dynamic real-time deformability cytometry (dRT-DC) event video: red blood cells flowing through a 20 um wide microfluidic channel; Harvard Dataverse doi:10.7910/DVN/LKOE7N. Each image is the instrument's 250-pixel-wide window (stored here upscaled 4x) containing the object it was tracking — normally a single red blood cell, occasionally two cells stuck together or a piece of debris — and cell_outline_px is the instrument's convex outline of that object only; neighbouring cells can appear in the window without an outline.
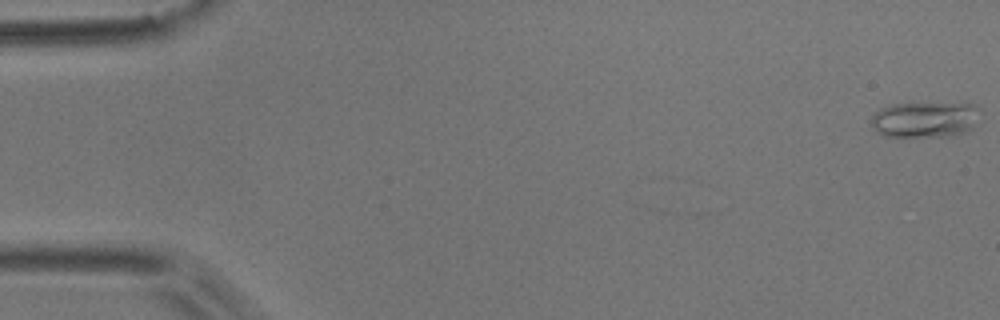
{"species": "common noctule bat (a hibernating species)", "species_latin": "Nyctalus noctula", "temperature_condition": "room temperature", "stored_images_in_passage": 53, "camera_frame_rate_fps": 3000, "um_per_image_px": 0.085, "animal": {"sex": "male", "body_mass_g": 17.9}, "frame": {"image": 1, "passage_image": 1, "time_ms": 0.0, "image_size_px": [1000, 320], "cell_outline_px": [[972, 128], [964, 132], [948, 136], [884, 136], [876, 132], [872, 128], [872, 116], [880, 108], [892, 104], [972, 104]], "centroid_in_image_um": [78.44, 10.18], "position_along_channel_um": 6.6, "area_um2": 21.62}}
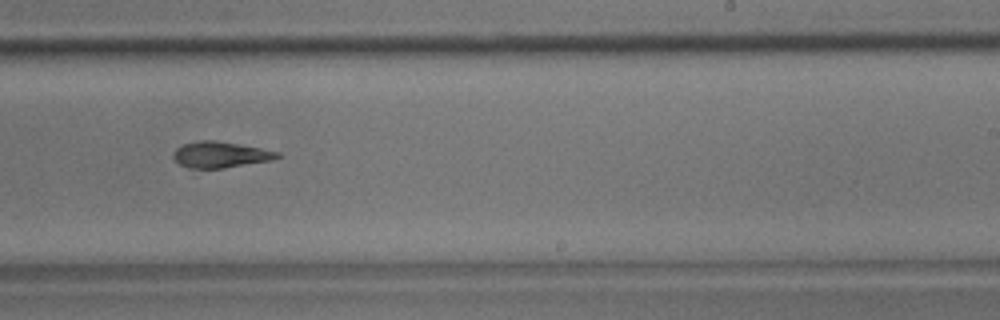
{"frame": {"image": 2, "passage_image": 33, "time_ms": 10.667, "image_size_px": [1000, 320], "cell_outline_px": [[280, 156], [272, 160], [224, 168], [188, 168], [180, 164], [172, 156], [176, 148], [184, 144], [200, 140], [216, 140], [260, 148], [280, 152]], "centroid_in_image_um": [18.73, 13.14], "position_along_channel_um": 270.3, "area_um2": 15.66}}
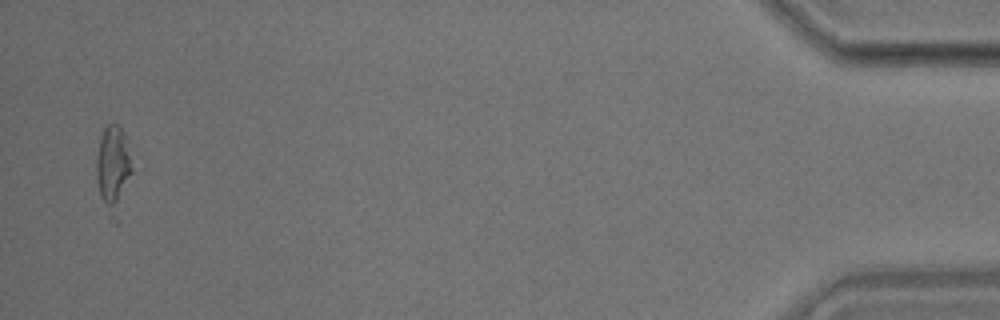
{"frame": {"image": 3, "passage_image": 52, "time_ms": 17.0, "image_size_px": [1000, 320], "cell_outline_px": [[136, 168], [116, 224], [100, 196], [96, 180], [96, 160], [100, 140], [104, 128], [108, 124], [116, 124], [124, 132]], "centroid_in_image_um": [9.7, 14.37], "position_along_channel_um": 425.5, "area_um2": 18.61}, "authors_computed_cell_mechanics": {"area_um2": 18.3804, "velocity_mm_per_s": 3.7885, "shape_relaxation_time_tau1_ms": 1.6823, "shape_relaxation_time_tau2_ms": null, "deformation_change_tau1": 0.0741, "deformation_change_tau2": null}}